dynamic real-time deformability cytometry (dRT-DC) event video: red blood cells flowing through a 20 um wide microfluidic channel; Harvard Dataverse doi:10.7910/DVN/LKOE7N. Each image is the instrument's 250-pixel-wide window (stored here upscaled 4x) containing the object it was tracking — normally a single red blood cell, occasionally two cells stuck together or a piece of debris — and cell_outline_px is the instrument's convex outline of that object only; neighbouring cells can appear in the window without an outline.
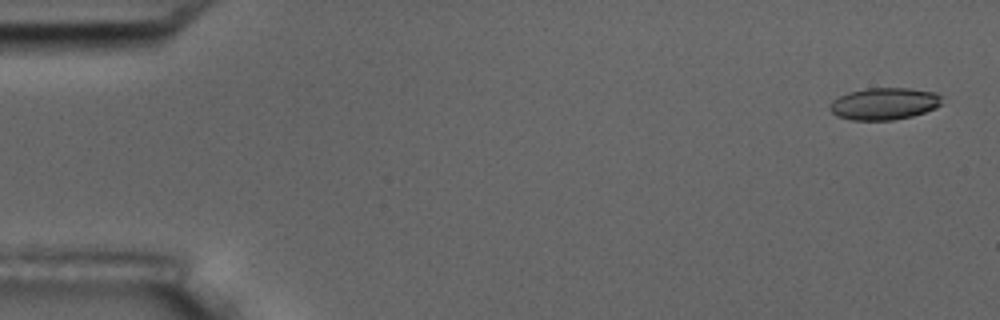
{"species": "common noctule bat (a hibernating species)", "species_latin": "Nyctalus noctula", "temperature_condition": "room temperature", "stored_images_in_passage": 5, "camera_frame_rate_fps": 3000, "um_per_image_px": 0.085, "animal": {"sex": "male", "body_mass_g": 17.5, "forearm_length_mm": 52.3}, "frame": {"image": 1, "passage_image": 1, "time_ms": 0.0, "image_size_px": [1000, 320], "cell_outline_px": [[940, 104], [936, 108], [912, 116], [892, 120], [852, 120], [836, 116], [828, 108], [828, 104], [832, 100], [848, 92], [868, 88], [908, 88], [936, 92], [940, 96]], "centroid_in_image_um": [75.11, 8.82], "position_along_channel_um": 9.9, "area_um2": 20.92}}
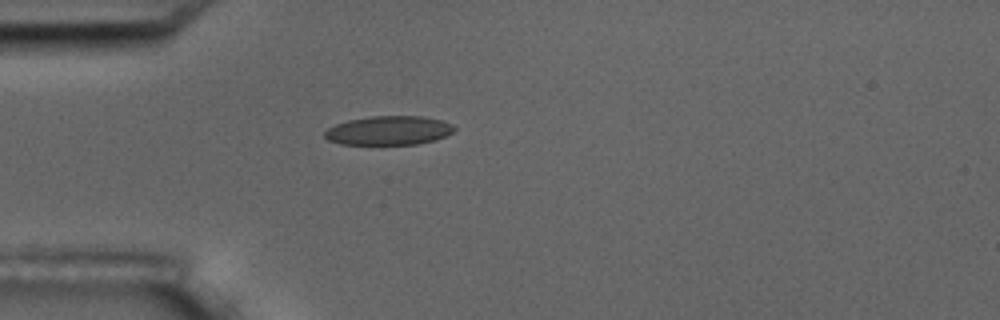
{"frame": {"image": 2, "passage_image": 5, "time_ms": 4.667, "image_size_px": [1000, 320], "cell_outline_px": [[456, 128], [452, 132], [436, 140], [416, 144], [340, 144], [328, 140], [324, 136], [324, 132], [328, 128], [336, 124], [348, 120], [372, 116], [424, 116], [440, 120], [452, 124]], "centroid_in_image_um": [33.04, 11.09], "position_along_channel_um": 52.0, "area_um2": 21.85}}